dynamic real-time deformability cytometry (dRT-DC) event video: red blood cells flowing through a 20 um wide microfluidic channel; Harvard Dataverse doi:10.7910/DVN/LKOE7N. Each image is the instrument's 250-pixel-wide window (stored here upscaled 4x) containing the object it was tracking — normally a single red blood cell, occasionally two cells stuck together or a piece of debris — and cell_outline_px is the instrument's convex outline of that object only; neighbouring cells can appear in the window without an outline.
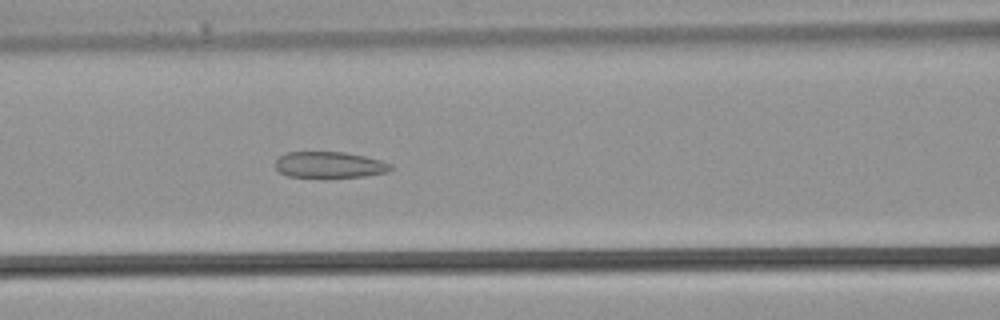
{"species": "common noctule bat (a hibernating species)", "species_latin": "Nyctalus noctula", "temperature_condition": "warm", "stored_images_in_passage": 32, "camera_frame_rate_fps": 3000, "um_per_image_px": 0.085, "animal": {"sex": "male", "body_mass_g": 21.5, "forearm_length_mm": 52.0}, "frame": {"image": 1, "passage_image": 12, "time_ms": 3.667, "image_size_px": [1000, 320], "cell_outline_px": [[392, 168], [388, 172], [364, 176], [328, 180], [288, 176], [280, 172], [276, 168], [276, 160], [280, 156], [288, 152], [344, 152], [364, 156], [380, 160], [392, 164]], "centroid_in_image_um": [28.01, 14.05], "position_along_channel_um": 138.6, "area_um2": 18.26}}
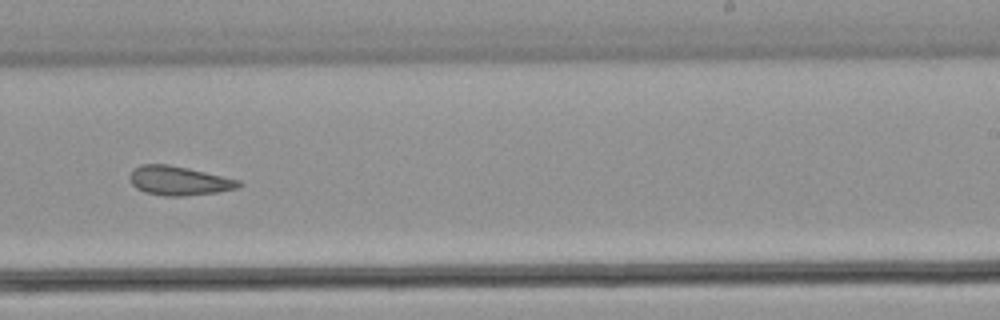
{"frame": {"image": 2, "passage_image": 19, "time_ms": 6.0, "image_size_px": [1000, 320], "cell_outline_px": [[244, 184], [240, 188], [220, 192], [184, 196], [164, 196], [144, 192], [136, 188], [132, 184], [128, 176], [132, 168], [140, 164], [168, 164], [188, 168], [240, 180]], "centroid_in_image_um": [15.21, 15.36], "position_along_channel_um": 273.8, "area_um2": 18.84}}
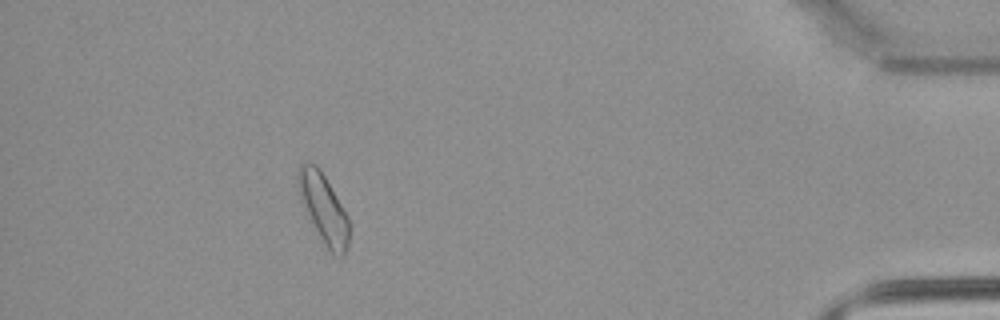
{"frame": {"image": 3, "passage_image": 29, "time_ms": 9.333, "image_size_px": [1000, 320], "cell_outline_px": [[352, 228], [348, 248], [344, 256], [340, 256], [324, 248], [300, 200], [296, 184], [296, 172], [300, 164], [304, 160], [308, 160], [316, 164], [320, 168], [348, 216]], "centroid_in_image_um": [27.49, 17.71], "position_along_channel_um": 407.7, "area_um2": 21.5}}